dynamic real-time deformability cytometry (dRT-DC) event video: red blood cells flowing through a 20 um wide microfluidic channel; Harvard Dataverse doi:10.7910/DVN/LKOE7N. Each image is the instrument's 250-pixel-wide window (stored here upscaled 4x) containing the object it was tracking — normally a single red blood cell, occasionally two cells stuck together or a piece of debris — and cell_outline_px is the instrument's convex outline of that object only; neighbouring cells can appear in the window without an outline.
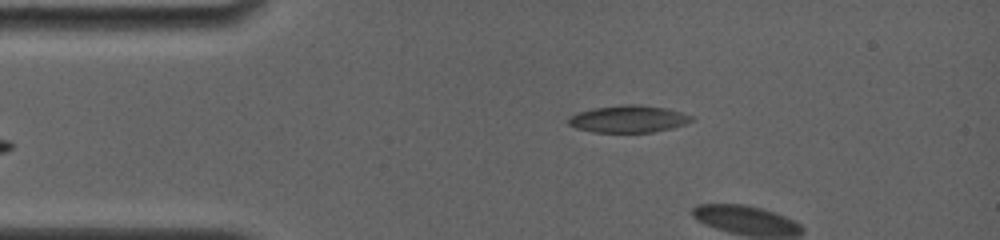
{"species": "common noctule bat (a hibernating species)", "species_latin": "Nyctalus noctula", "temperature_condition": "room temperature", "stored_images_in_passage": 3, "camera_frame_rate_fps": 4000, "um_per_image_px": 0.085, "animal": {"sex": "female", "body_mass_g": 19.0, "forearm_length_mm": 56.7}, "frame": {"image": 1, "passage_image": 1, "time_ms": 0.0, "image_size_px": [1000, 240], "cell_outline_px": [[692, 120], [684, 124], [672, 128], [652, 132], [592, 132], [576, 128], [568, 124], [568, 116], [580, 112], [596, 108], [628, 104], [640, 104], [664, 108], [680, 112], [692, 116]], "centroid_in_image_um": [53.39, 10.12], "position_along_channel_um": 31.6, "area_um2": 19.19}}